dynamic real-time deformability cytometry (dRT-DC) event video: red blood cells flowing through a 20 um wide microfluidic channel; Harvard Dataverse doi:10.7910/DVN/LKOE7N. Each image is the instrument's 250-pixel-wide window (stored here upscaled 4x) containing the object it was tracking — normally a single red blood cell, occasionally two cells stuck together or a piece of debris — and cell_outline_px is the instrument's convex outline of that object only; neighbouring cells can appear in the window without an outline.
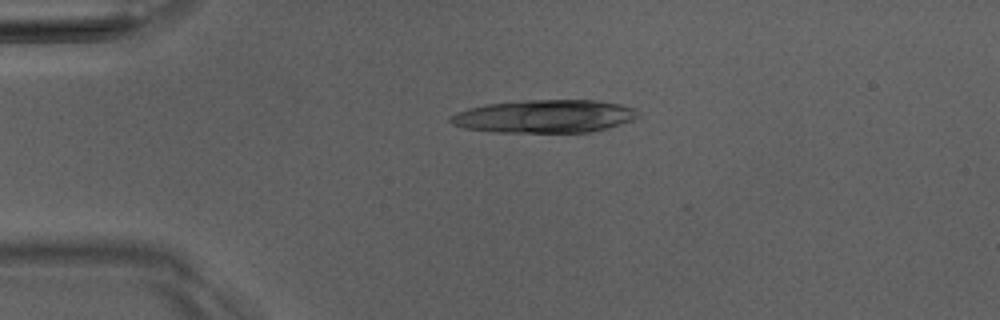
{"species": "Egyptian fruit bat (a non-hibernating species)", "species_latin": "Rousettus aegyptiacus", "temperature_condition": "room temperature", "stored_images_in_passage": 3, "camera_frame_rate_fps": 3000, "um_per_image_px": 0.085, "animal": {"sex": "male"}, "frame": {"image": 1, "passage_image": 1, "time_ms": 0.0, "image_size_px": [1000, 320], "cell_outline_px": [[640, 116], [632, 120], [620, 124], [588, 132], [492, 132], [464, 128], [452, 124], [448, 120], [456, 112], [468, 108], [488, 104], [520, 100], [596, 100], [620, 104], [636, 108], [640, 112]], "centroid_in_image_um": [46.29, 9.88], "position_along_channel_um": 38.7, "area_um2": 36.13}}